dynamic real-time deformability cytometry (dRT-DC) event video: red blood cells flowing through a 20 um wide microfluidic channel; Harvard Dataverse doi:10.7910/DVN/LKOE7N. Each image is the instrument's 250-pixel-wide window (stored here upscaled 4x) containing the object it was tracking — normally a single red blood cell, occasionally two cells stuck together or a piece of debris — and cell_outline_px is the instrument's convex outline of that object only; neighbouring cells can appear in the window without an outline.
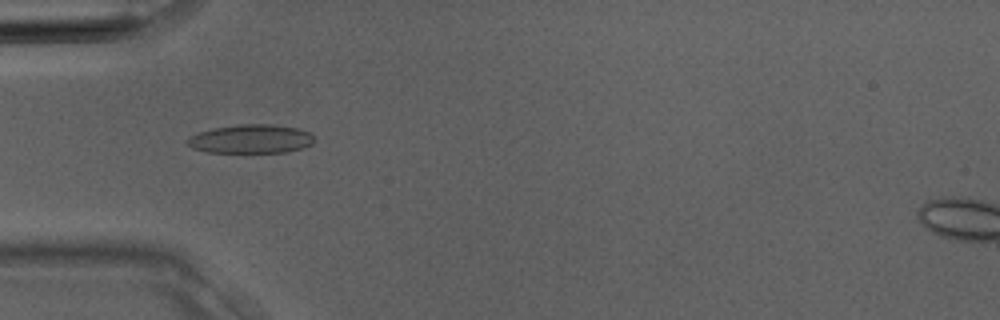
{"species": "Egyptian fruit bat (a non-hibernating species)", "species_latin": "Rousettus aegyptiacus", "temperature_condition": "room temperature", "stored_images_in_passage": 5, "camera_frame_rate_fps": 3000, "um_per_image_px": 0.085, "animal": {"sex": "male"}, "frame": {"image": 1, "passage_image": 4, "time_ms": 1.0, "image_size_px": [1000, 320], "cell_outline_px": [[316, 140], [312, 144], [300, 148], [284, 152], [208, 152], [192, 148], [188, 144], [188, 140], [196, 132], [212, 128], [240, 124], [272, 124], [300, 128], [316, 136]], "centroid_in_image_um": [21.37, 11.79], "position_along_channel_um": 63.6, "area_um2": 21.33}}